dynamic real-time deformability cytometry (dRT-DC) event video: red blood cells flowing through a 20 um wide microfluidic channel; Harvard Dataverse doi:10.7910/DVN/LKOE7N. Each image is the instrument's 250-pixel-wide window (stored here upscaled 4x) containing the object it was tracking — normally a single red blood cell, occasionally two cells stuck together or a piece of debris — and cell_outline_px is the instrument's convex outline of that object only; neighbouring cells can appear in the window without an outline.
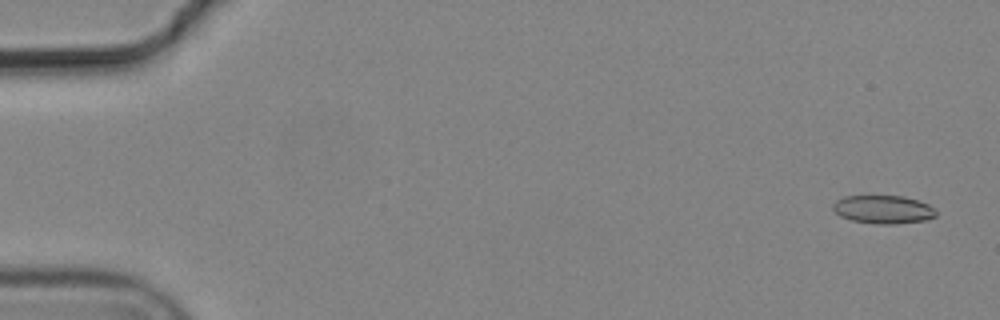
{"species": "common noctule bat (a hibernating species)", "species_latin": "Nyctalus noctula", "temperature_condition": "cold", "stored_images_in_passage": 6, "camera_frame_rate_fps": 3000, "um_per_image_px": 0.085, "animal": {"sex": "male", "body_mass_g": 19.2, "forearm_length_mm": 51.8}, "frame": {"image": 1, "passage_image": 1, "time_ms": 0.0, "image_size_px": [1000, 320], "cell_outline_px": [[936, 216], [924, 220], [896, 224], [876, 224], [852, 220], [840, 216], [832, 208], [832, 204], [836, 200], [844, 196], [904, 196], [928, 204], [936, 208]], "centroid_in_image_um": [75.07, 17.8], "position_along_channel_um": 9.9, "area_um2": 16.99}}